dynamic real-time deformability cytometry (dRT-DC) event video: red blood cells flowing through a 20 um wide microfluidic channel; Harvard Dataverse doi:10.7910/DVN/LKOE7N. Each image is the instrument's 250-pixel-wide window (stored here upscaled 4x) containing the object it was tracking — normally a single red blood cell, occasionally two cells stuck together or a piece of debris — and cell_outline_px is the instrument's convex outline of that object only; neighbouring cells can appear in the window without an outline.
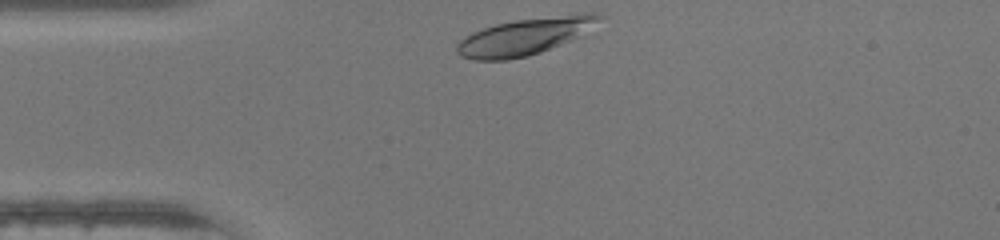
{"species": "human", "species_latin": "Homo sapiens", "temperature_condition": "warm", "stored_images_in_passage": 27, "camera_frame_rate_fps": 3000, "um_per_image_px": 0.085, "donor": {"sex": "female"}, "frame": {"image": 1, "passage_image": 1, "time_ms": 0.0, "image_size_px": [1000, 240], "cell_outline_px": [[608, 16], [580, 36], [572, 40], [540, 52], [528, 56], [508, 60], [472, 60], [460, 56], [456, 52], [456, 44], [460, 40], [472, 32], [496, 24], [516, 20], [584, 12], [588, 12]], "centroid_in_image_um": [44.65, 3.09], "position_along_channel_um": 40.4, "area_um2": 30.75}}
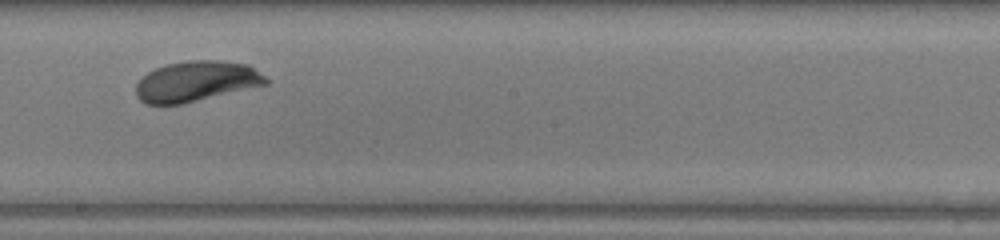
{"frame": {"image": 2, "passage_image": 16, "time_ms": 5.0, "image_size_px": [1000, 240], "cell_outline_px": [[268, 84], [180, 104], [144, 104], [136, 96], [136, 84], [148, 72], [156, 68], [168, 64], [188, 60], [216, 60], [248, 64], [264, 76], [268, 80]], "centroid_in_image_um": [16.67, 6.91], "position_along_channel_um": 231.5, "area_um2": 30.29}}
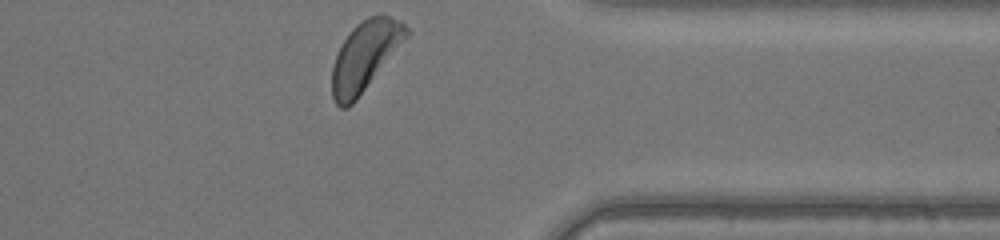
{"frame": {"image": 3, "passage_image": 27, "time_ms": 8.667, "image_size_px": [1000, 240], "cell_outline_px": [[412, 32], [356, 100], [348, 108], [340, 108], [336, 104], [332, 96], [332, 68], [336, 56], [344, 40], [352, 28], [356, 24], [368, 16], [380, 12], [384, 12], [400, 20]], "centroid_in_image_um": [31.05, 4.71], "position_along_channel_um": 380.3, "area_um2": 30.23}, "authors_computed_cell_mechanics": {"area_um2": 30.1138, "velocity_mm_per_s": 4.3626, "shape_relaxation_time_tau1_ms": 2.2037, "shape_relaxation_time_tau2_ms": null, "deformation_change_tau1": 0.1351, "deformation_change_tau2": null}}